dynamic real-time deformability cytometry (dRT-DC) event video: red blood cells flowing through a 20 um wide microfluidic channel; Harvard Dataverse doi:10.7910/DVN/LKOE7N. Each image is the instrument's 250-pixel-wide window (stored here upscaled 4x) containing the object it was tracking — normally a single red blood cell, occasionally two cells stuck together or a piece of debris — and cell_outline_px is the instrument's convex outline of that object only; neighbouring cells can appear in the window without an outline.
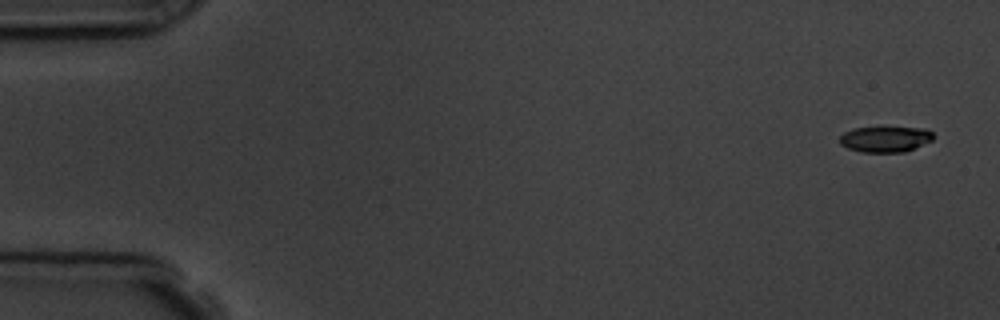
{"species": "common noctule bat (a hibernating species)", "species_latin": "Nyctalus noctula", "temperature_condition": "room temperature", "stored_images_in_passage": 5, "camera_frame_rate_fps": 3000, "um_per_image_px": 0.085, "animal": {"sex": "male", "body_mass_g": 19.5, "forearm_length_mm": 54.6}, "frame": {"image": 1, "passage_image": 1, "time_ms": 0.0, "image_size_px": [1000, 320], "cell_outline_px": [[936, 136], [932, 140], [904, 152], [860, 152], [848, 148], [840, 144], [840, 136], [844, 132], [852, 128], [924, 128], [932, 132]], "centroid_in_image_um": [75.24, 11.83], "position_along_channel_um": 9.8, "area_um2": 13.93}}
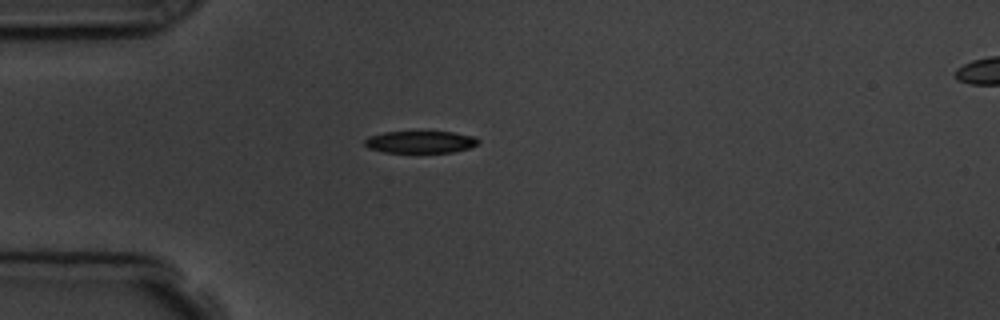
{"frame": {"image": 2, "passage_image": 4, "time_ms": 4.333, "image_size_px": [1000, 320], "cell_outline_px": [[480, 140], [476, 144], [468, 148], [452, 152], [384, 152], [368, 148], [364, 144], [364, 140], [368, 136], [384, 132], [452, 132], [476, 136]], "centroid_in_image_um": [35.71, 12.06], "position_along_channel_um": 49.3, "area_um2": 14.57}}